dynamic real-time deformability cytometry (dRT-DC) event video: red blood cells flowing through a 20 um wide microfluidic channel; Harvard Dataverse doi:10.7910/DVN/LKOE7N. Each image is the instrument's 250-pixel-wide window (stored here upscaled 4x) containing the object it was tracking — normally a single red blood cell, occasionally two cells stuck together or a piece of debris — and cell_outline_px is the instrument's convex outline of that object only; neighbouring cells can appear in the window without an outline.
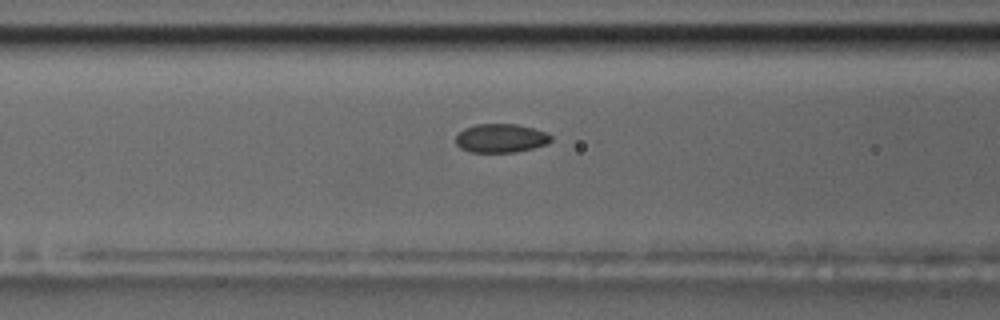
{"species": "common noctule bat (a hibernating species)", "species_latin": "Nyctalus noctula", "temperature_condition": "room temperature", "stored_images_in_passage": 39, "camera_frame_rate_fps": 3000, "um_per_image_px": 0.085, "animal": {"sex": "male", "body_mass_g": 17.5, "forearm_length_mm": 52.3}, "frame": {"image": 1, "passage_image": 6, "time_ms": 1.667, "image_size_px": [1000, 320], "cell_outline_px": [[552, 140], [548, 144], [516, 152], [472, 152], [460, 148], [456, 144], [456, 136], [464, 128], [476, 124], [516, 124], [548, 132], [552, 136]], "centroid_in_image_um": [42.59, 11.74], "position_along_channel_um": 124.0, "area_um2": 16.01}, "authors_computed_cell_mechanics": {"area_um2": 16.2996, "velocity_mm_per_s": 3.6245, "shape_relaxation_time_tau1_ms": 9.7692, "shape_relaxation_time_tau2_ms": 1.4129, "deformation_change_tau1": 0.1351, "deformation_change_tau2": 0.047}}